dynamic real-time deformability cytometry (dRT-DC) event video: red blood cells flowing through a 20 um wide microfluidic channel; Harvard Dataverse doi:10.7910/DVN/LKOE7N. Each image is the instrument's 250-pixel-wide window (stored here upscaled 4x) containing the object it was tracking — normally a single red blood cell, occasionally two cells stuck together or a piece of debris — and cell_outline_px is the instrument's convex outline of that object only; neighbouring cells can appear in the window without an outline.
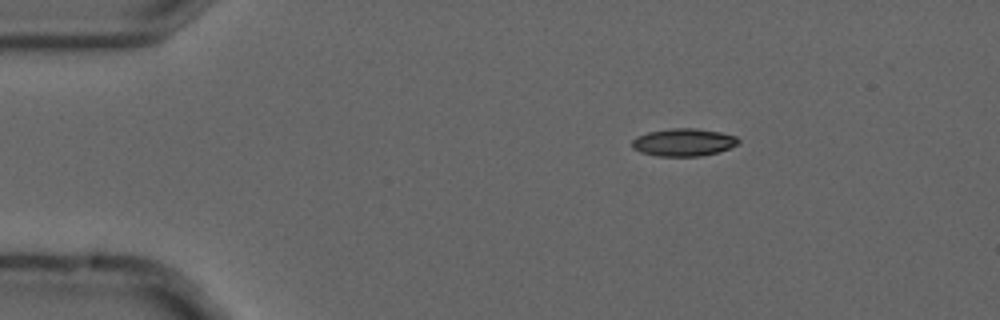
{"species": "common noctule bat (a hibernating species)", "species_latin": "Nyctalus noctula", "temperature_condition": "cold", "stored_images_in_passage": 6, "camera_frame_rate_fps": 3000, "um_per_image_px": 0.085, "animal": {"sex": "male", "forearm_length_mm": 52.5}, "frame": {"image": 1, "passage_image": 3, "time_ms": 0.667, "image_size_px": [1000, 320], "cell_outline_px": [[740, 144], [716, 152], [700, 156], [656, 156], [640, 152], [632, 148], [632, 140], [636, 136], [648, 132], [672, 128], [696, 128], [720, 132], [736, 136], [740, 140]], "centroid_in_image_um": [58.09, 12.09], "position_along_channel_um": 26.9, "area_um2": 17.17}}